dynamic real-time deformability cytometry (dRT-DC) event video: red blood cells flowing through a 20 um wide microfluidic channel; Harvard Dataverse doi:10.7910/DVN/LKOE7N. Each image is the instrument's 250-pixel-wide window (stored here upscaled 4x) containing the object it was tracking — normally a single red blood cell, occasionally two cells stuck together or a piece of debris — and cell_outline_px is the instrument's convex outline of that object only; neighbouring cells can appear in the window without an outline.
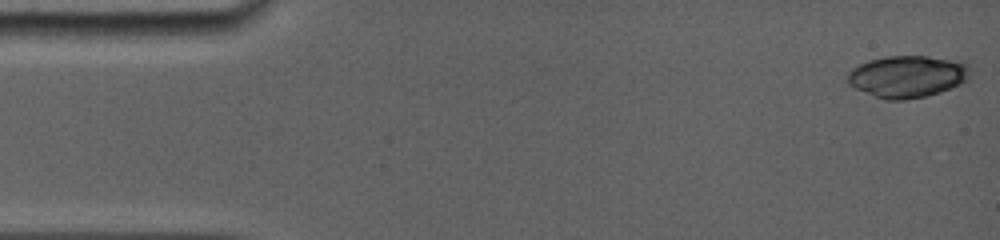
{"species": "common noctule bat (a hibernating species)", "species_latin": "Nyctalus noctula", "temperature_condition": "room temperature", "stored_images_in_passage": 17, "camera_frame_rate_fps": 5000, "um_per_image_px": 0.085, "animal": {"sex": "female", "body_mass_g": 19.0, "forearm_length_mm": 56.7}, "frame": {"image": 1, "passage_image": 1, "time_ms": 0.0, "image_size_px": [1000, 240], "cell_outline_px": [[968, 80], [960, 84], [940, 92], [924, 96], [904, 100], [884, 100], [856, 88], [848, 84], [848, 72], [852, 68], [868, 60], [888, 56], [928, 56], [960, 60], [968, 64]], "centroid_in_image_um": [77.14, 6.49], "position_along_channel_um": 7.9, "area_um2": 29.94}}
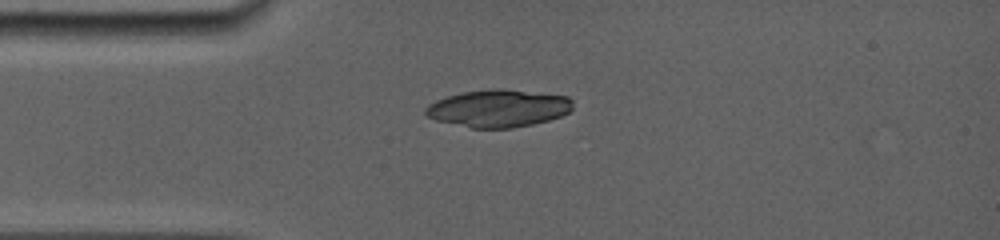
{"frame": {"image": 2, "passage_image": 15, "time_ms": 3.6, "image_size_px": [1000, 240], "cell_outline_px": [[572, 108], [568, 112], [560, 116], [548, 120], [532, 124], [512, 128], [472, 128], [436, 120], [428, 116], [424, 112], [424, 108], [428, 104], [436, 100], [460, 92], [488, 88], [496, 88], [568, 96], [572, 100]], "centroid_in_image_um": [42.33, 9.2], "position_along_channel_um": 42.7, "area_um2": 32.08}}